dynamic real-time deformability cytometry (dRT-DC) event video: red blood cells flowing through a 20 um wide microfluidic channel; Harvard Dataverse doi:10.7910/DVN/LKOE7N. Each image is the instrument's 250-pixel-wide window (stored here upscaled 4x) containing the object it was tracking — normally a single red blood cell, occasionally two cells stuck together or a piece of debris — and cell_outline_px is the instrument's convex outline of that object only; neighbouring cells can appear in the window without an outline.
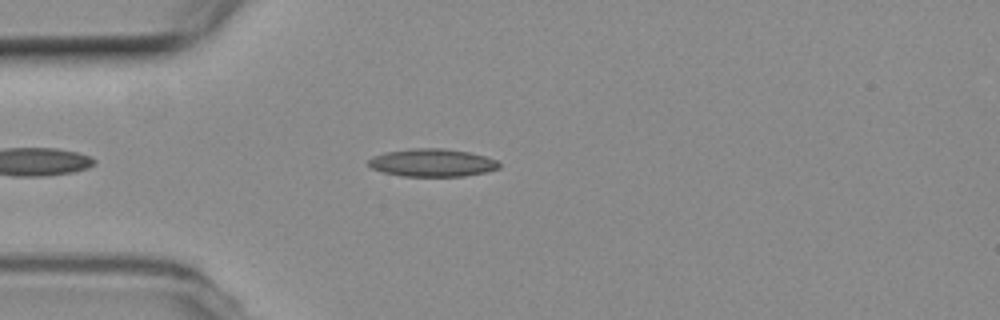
{"species": "common noctule bat (a hibernating species)", "species_latin": "Nyctalus noctula", "temperature_condition": "room temperature", "stored_images_in_passage": 30, "camera_frame_rate_fps": 3000, "um_per_image_px": 0.085, "animal": {"sex": "female", "body_mass_g": 19.3, "forearm_length_mm": 54.1}, "frame": {"image": 1, "passage_image": 6, "time_ms": 1.667, "image_size_px": [1000, 320], "cell_outline_px": [[500, 168], [484, 172], [464, 176], [400, 176], [384, 172], [372, 168], [368, 164], [368, 160], [372, 156], [384, 152], [412, 148], [440, 148], [468, 152], [484, 156], [496, 160], [500, 164]], "centroid_in_image_um": [36.71, 13.83], "position_along_channel_um": 48.3, "area_um2": 21.1}}
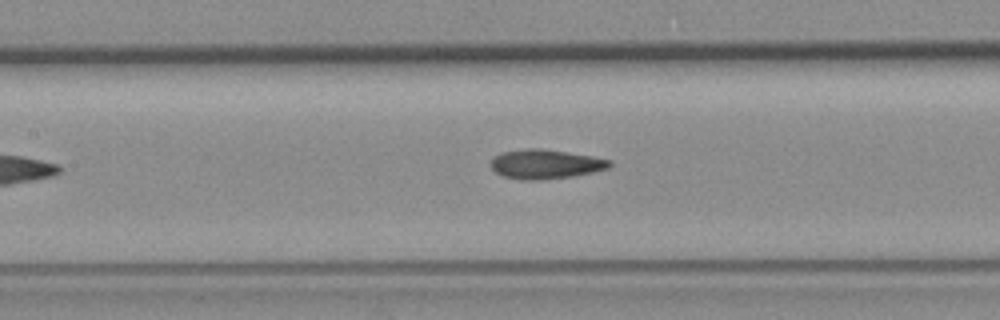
{"frame": {"image": 2, "passage_image": 16, "time_ms": 5.0, "image_size_px": [1000, 320], "cell_outline_px": [[612, 164], [608, 168], [592, 172], [572, 176], [540, 180], [524, 180], [504, 176], [496, 172], [492, 168], [492, 156], [500, 152], [524, 148], [540, 148], [592, 156], [612, 160]], "centroid_in_image_um": [46.35, 13.94], "position_along_channel_um": 161.1, "area_um2": 20.29}}
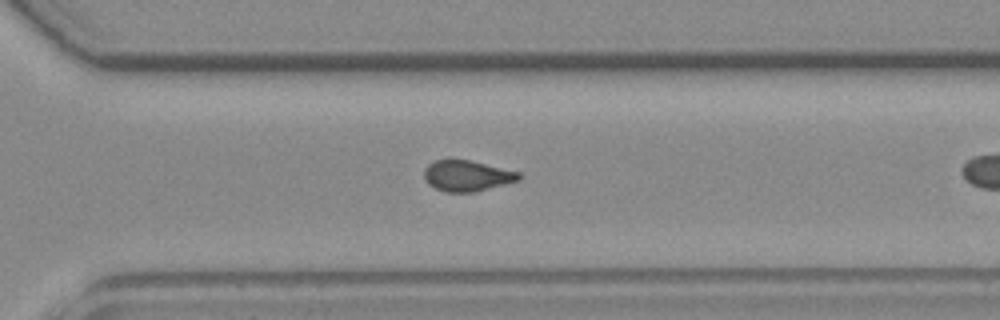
{"frame": {"image": 3, "passage_image": 26, "time_ms": 8.333, "image_size_px": [1000, 320], "cell_outline_px": [[520, 180], [472, 192], [444, 192], [428, 184], [424, 180], [424, 168], [428, 164], [436, 160], [468, 160], [520, 172]], "centroid_in_image_um": [39.66, 14.94], "position_along_channel_um": 330.9, "area_um2": 16.82}}